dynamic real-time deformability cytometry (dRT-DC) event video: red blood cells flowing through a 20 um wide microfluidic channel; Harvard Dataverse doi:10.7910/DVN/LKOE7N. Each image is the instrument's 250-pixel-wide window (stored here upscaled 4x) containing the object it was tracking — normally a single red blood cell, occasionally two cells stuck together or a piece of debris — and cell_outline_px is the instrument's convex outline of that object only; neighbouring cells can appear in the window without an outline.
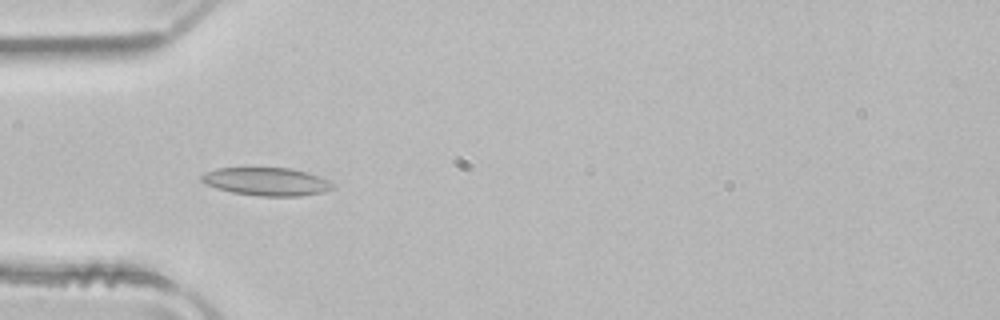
{"species": "common noctule bat (a hibernating species)", "species_latin": "Nyctalus noctula", "temperature_condition": "room temperature", "stored_images_in_passage": 41, "camera_frame_rate_fps": 3000, "um_per_image_px": 0.085, "animal": {"sex": "male", "body_mass_g": 21.5, "forearm_length_mm": 52.0}, "frame": {"image": 1, "passage_image": 6, "time_ms": 1.667, "image_size_px": [1000, 320], "cell_outline_px": [[336, 188], [324, 192], [300, 196], [260, 196], [232, 192], [216, 188], [204, 184], [200, 180], [200, 176], [204, 172], [216, 168], [292, 168], [308, 172], [328, 180], [336, 184]], "centroid_in_image_um": [22.67, 15.43], "position_along_channel_um": 62.3, "area_um2": 21.73}}
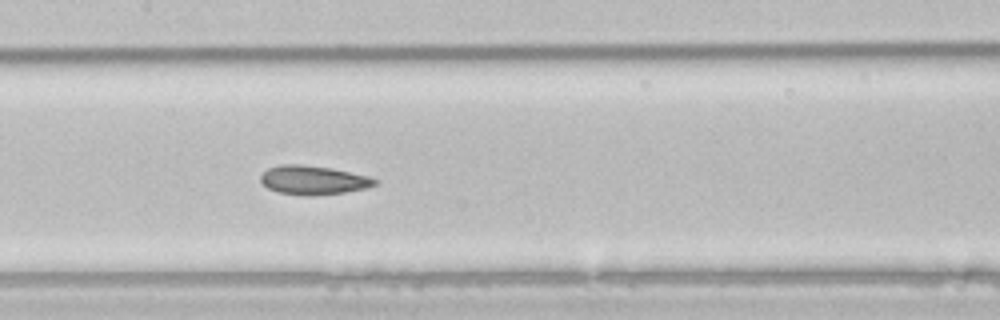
{"frame": {"image": 2, "passage_image": 15, "time_ms": 4.667, "image_size_px": [1000, 320], "cell_outline_px": [[376, 184], [368, 188], [344, 192], [312, 196], [304, 196], [276, 192], [268, 188], [260, 180], [260, 176], [268, 168], [280, 164], [300, 164], [332, 168], [368, 176], [376, 180]], "centroid_in_image_um": [26.6, 15.31], "position_along_channel_um": 180.8, "area_um2": 19.31}}
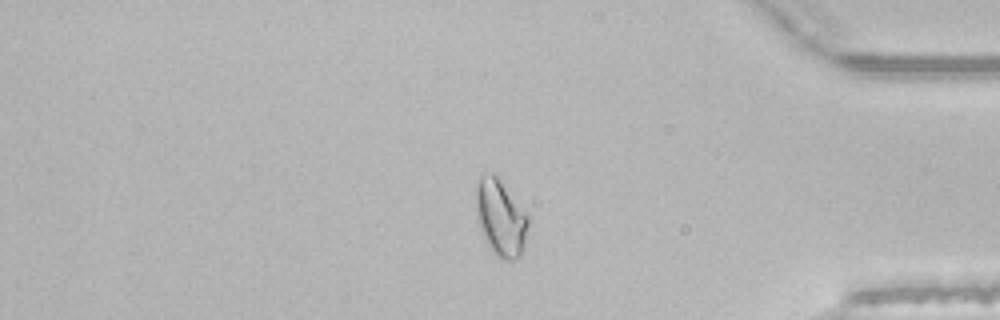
{"frame": {"image": 3, "passage_image": 33, "time_ms": 10.667, "image_size_px": [1000, 320], "cell_outline_px": [[528, 224], [524, 248], [520, 256], [512, 260], [500, 260], [492, 252], [484, 236], [480, 224], [476, 208], [476, 184], [480, 172], [492, 172], [500, 180], [528, 216]], "centroid_in_image_um": [42.54, 18.5], "position_along_channel_um": 392.7, "area_um2": 23.06}, "authors_computed_cell_mechanics": {"area_um2": 19.941, "velocity_mm_per_s": 3.9817, "shape_relaxation_time_tau1_ms": 8.9994, "shape_relaxation_time_tau2_ms": 2.8639, "deformation_change_tau1": 0.1651, "deformation_change_tau2": 0.077}}